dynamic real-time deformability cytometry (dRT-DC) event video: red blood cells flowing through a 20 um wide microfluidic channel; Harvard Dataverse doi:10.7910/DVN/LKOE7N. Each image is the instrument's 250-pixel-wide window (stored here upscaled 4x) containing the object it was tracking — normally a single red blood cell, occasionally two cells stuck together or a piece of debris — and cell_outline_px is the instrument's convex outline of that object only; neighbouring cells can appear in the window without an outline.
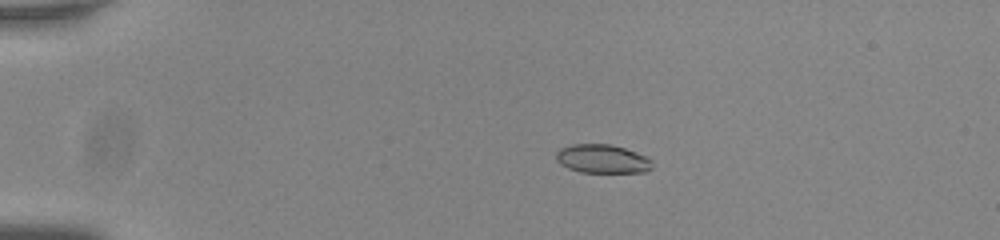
{"species": "common noctule bat (a hibernating species)", "species_latin": "Nyctalus noctula", "temperature_condition": "room temperature", "stored_images_in_passage": 56, "camera_frame_rate_fps": 3000, "um_per_image_px": 0.085, "animal": {"sex": "male", "body_mass_g": 20.0, "forearm_length_mm": 53.3}, "frame": {"image": 1, "passage_image": 13, "time_ms": 4.0, "image_size_px": [1000, 240], "cell_outline_px": [[652, 168], [644, 172], [580, 172], [568, 168], [560, 164], [556, 160], [556, 152], [560, 148], [572, 144], [608, 144], [624, 148], [648, 156], [652, 160]], "centroid_in_image_um": [51.2, 13.5], "position_along_channel_um": 33.8, "area_um2": 16.13}}
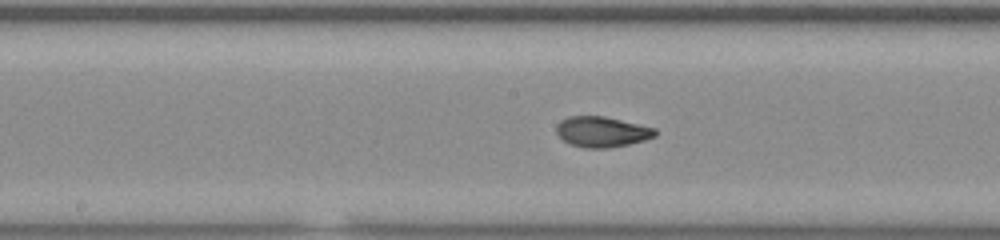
{"frame": {"image": 2, "passage_image": 31, "time_ms": 10.0, "image_size_px": [1000, 240], "cell_outline_px": [[656, 136], [644, 140], [628, 144], [608, 148], [584, 148], [572, 144], [564, 140], [556, 132], [556, 124], [560, 120], [568, 116], [604, 116], [656, 128]], "centroid_in_image_um": [51.15, 11.19], "position_along_channel_um": 197.0, "area_um2": 17.51}}
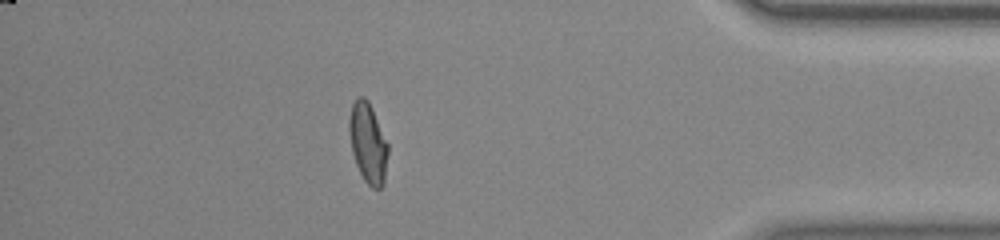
{"frame": {"image": 3, "passage_image": 50, "time_ms": 16.333, "image_size_px": [1000, 240], "cell_outline_px": [[388, 152], [384, 184], [380, 188], [372, 188], [364, 180], [356, 164], [352, 152], [348, 128], [348, 120], [352, 104], [356, 96], [364, 96], [368, 100], [372, 108], [388, 144]], "centroid_in_image_um": [31.26, 12.13], "position_along_channel_um": 403.9, "area_um2": 18.21}, "authors_computed_cell_mechanics": {"area_um2": 17.5712, "velocity_mm_per_s": 3.8043, "shape_relaxation_time_tau1_ms": 5.4662, "shape_relaxation_time_tau2_ms": 1.1923, "deformation_change_tau1": 0.195, "deformation_change_tau2": 0.0592}}